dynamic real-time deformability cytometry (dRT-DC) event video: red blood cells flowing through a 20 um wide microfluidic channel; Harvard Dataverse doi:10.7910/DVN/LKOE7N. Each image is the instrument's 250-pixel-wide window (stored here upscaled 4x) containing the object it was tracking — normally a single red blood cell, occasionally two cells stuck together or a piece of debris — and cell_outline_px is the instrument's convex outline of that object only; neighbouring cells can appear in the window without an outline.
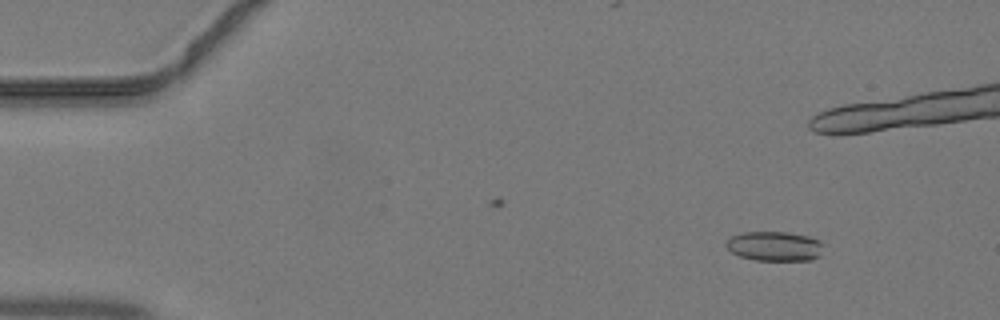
{"species": "common noctule bat (a hibernating species)", "species_latin": "Nyctalus noctula", "temperature_condition": "warm", "stored_images_in_passage": 16, "camera_frame_rate_fps": 3000, "um_per_image_px": 0.085, "animal": {"sex": "male", "body_mass_g": 19.2, "forearm_length_mm": 51.8}, "frame": {"image": 1, "passage_image": 5, "time_ms": 1.333, "image_size_px": [1000, 320], "cell_outline_px": [[828, 244], [820, 256], [812, 260], [756, 260], [740, 256], [732, 252], [724, 244], [732, 236], [744, 232], [788, 232], [808, 236], [820, 240]], "centroid_in_image_um": [65.94, 20.92], "position_along_channel_um": 19.1, "area_um2": 17.05}}